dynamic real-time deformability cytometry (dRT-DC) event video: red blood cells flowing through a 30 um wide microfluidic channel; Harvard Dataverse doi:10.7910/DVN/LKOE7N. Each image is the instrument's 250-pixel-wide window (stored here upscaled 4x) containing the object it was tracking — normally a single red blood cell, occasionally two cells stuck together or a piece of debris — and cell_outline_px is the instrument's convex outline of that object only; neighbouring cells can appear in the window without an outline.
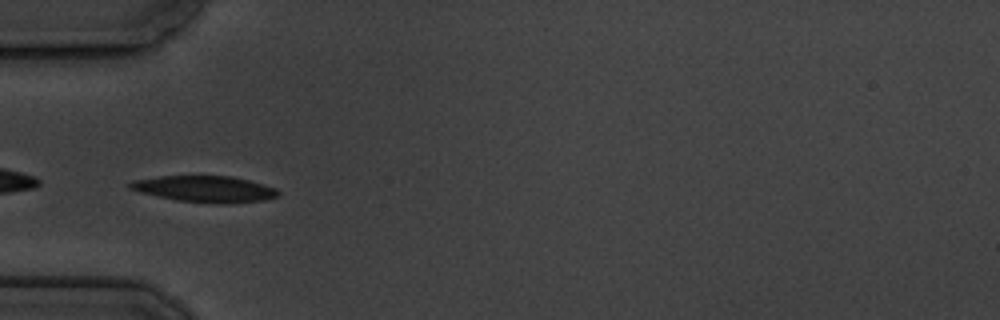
{"species": "common noctule bat (a hibernating species)", "species_latin": "Nyctalus noctula", "temperature_condition": "cold", "stored_images_in_passage": 9, "camera_frame_rate_fps": 3000, "um_per_image_px": 0.085, "animal": {"sex": "male", "body_mass_g": 19.5, "forearm_length_mm": 54.6}, "frame": {"image": 1, "passage_image": 6, "time_ms": 5.667, "image_size_px": [1000, 320], "cell_outline_px": [[280, 196], [264, 200], [228, 204], [176, 200], [140, 192], [128, 188], [128, 184], [132, 180], [160, 176], [232, 176], [264, 184], [276, 188], [280, 192]], "centroid_in_image_um": [17.44, 16.06], "position_along_channel_um": 67.6, "area_um2": 22.72}}
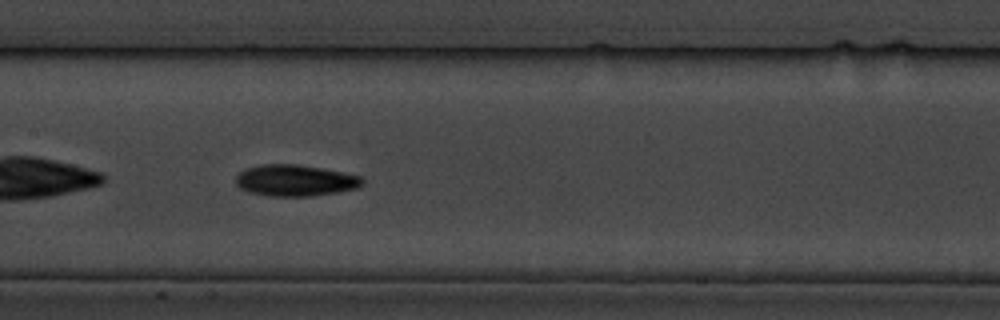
{"frame": {"image": 2, "passage_image": 9, "time_ms": 9.0, "image_size_px": [1000, 320], "cell_outline_px": [[364, 184], [360, 188], [340, 192], [312, 196], [268, 196], [248, 192], [240, 188], [236, 184], [236, 176], [240, 172], [248, 168], [260, 164], [296, 164], [320, 168], [360, 176], [364, 180]], "centroid_in_image_um": [25.11, 15.35], "position_along_channel_um": 182.3, "area_um2": 23.24}}